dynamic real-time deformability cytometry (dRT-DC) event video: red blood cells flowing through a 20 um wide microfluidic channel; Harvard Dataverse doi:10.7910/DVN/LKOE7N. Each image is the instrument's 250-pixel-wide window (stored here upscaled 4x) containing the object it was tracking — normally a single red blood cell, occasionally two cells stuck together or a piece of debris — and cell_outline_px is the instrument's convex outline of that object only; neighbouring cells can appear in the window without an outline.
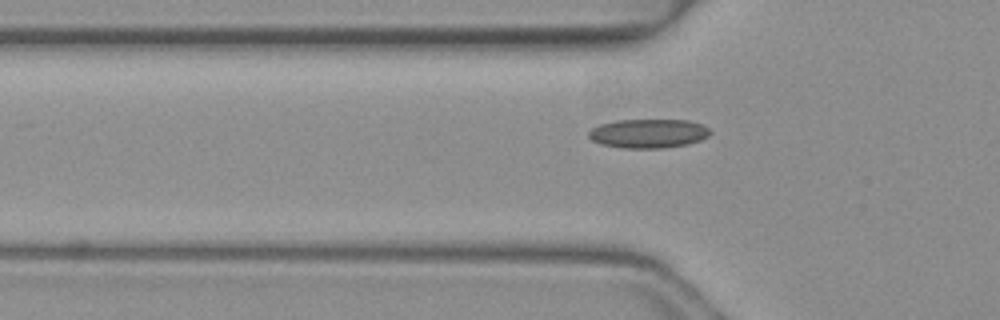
{"species": "common noctule bat (a hibernating species)", "species_latin": "Nyctalus noctula", "temperature_condition": "warm", "stored_images_in_passage": 35, "camera_frame_rate_fps": 3000, "um_per_image_px": 0.085, "animal": {"sex": "female", "body_mass_g": 19.3, "forearm_length_mm": 54.1}, "frame": {"image": 1, "passage_image": 2, "time_ms": 0.333, "image_size_px": [1000, 320], "cell_outline_px": [[712, 132], [708, 136], [700, 140], [688, 144], [660, 148], [624, 148], [600, 144], [592, 140], [588, 136], [588, 132], [592, 128], [600, 124], [616, 120], [688, 120], [700, 124], [708, 128]], "centroid_in_image_um": [55.1, 11.34], "position_along_channel_um": 70.7, "area_um2": 20.52}}
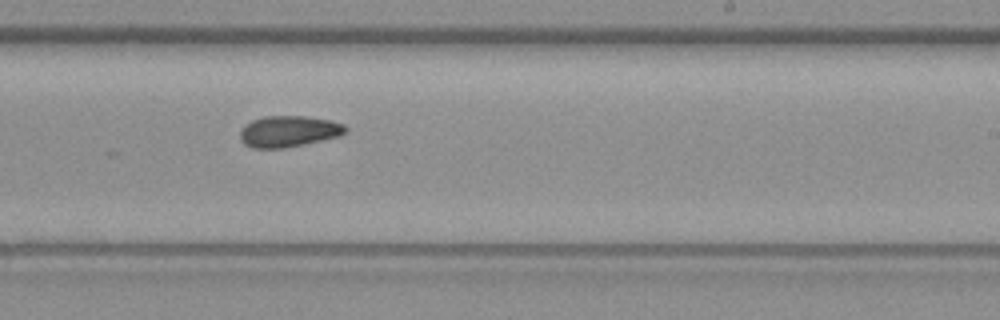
{"frame": {"image": 2, "passage_image": 16, "time_ms": 5.0, "image_size_px": [1000, 320], "cell_outline_px": [[348, 132], [340, 136], [304, 144], [284, 148], [252, 148], [244, 144], [240, 140], [240, 128], [244, 124], [252, 120], [264, 116], [308, 116], [332, 120], [344, 124], [348, 128]], "centroid_in_image_um": [24.54, 11.16], "position_along_channel_um": 264.5, "area_um2": 19.54}}
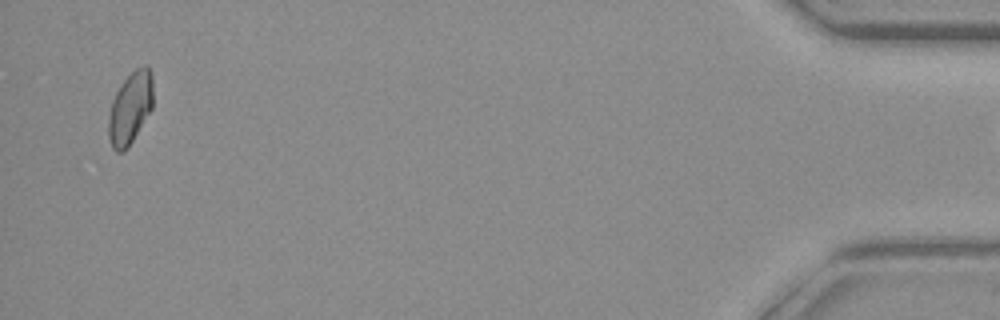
{"frame": {"image": 3, "passage_image": 34, "time_ms": 11.0, "image_size_px": [1000, 320], "cell_outline_px": [[152, 108], [128, 148], [124, 152], [116, 152], [112, 148], [108, 136], [108, 116], [112, 100], [120, 84], [136, 68], [144, 64], [148, 64], [152, 72]], "centroid_in_image_um": [11.06, 9.18], "position_along_channel_um": 424.1, "area_um2": 18.9}}